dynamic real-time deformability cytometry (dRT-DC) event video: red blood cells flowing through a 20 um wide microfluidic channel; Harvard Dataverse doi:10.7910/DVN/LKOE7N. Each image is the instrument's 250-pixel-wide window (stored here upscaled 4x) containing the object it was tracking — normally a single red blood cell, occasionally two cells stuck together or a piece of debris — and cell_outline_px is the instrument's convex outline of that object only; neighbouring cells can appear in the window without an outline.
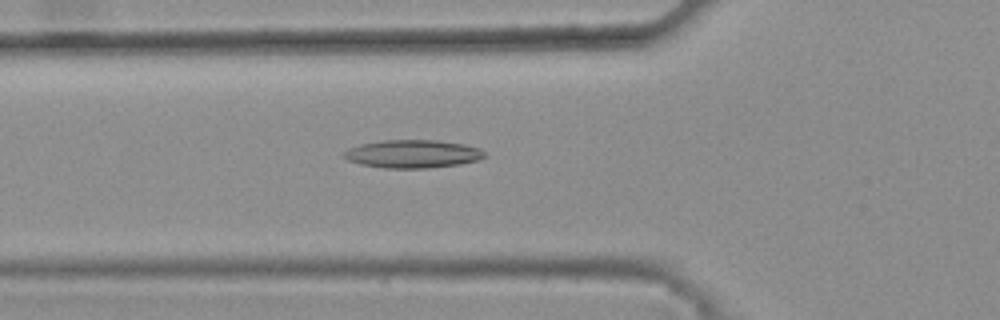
{"species": "common noctule bat (a hibernating species)", "species_latin": "Nyctalus noctula", "temperature_condition": "warm", "stored_images_in_passage": 26, "camera_frame_rate_fps": 3000, "um_per_image_px": 0.085, "animal": {"sex": "female", "body_mass_g": 25.1}, "frame": {"image": 1, "passage_image": 2, "time_ms": 0.333, "image_size_px": [1000, 320], "cell_outline_px": [[484, 156], [476, 160], [460, 164], [428, 168], [384, 168], [360, 164], [348, 160], [340, 156], [348, 148], [360, 144], [380, 140], [436, 140], [464, 144], [480, 148], [484, 152]], "centroid_in_image_um": [35.02, 13.08], "position_along_channel_um": 90.8, "area_um2": 23.06}}
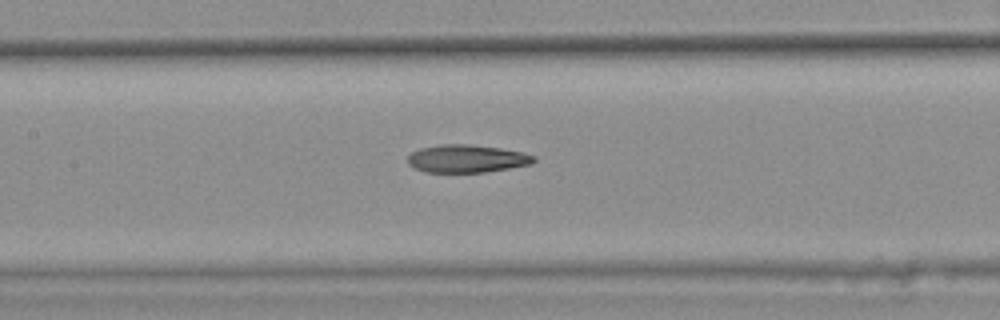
{"frame": {"image": 2, "passage_image": 8, "time_ms": 2.333, "image_size_px": [1000, 320], "cell_outline_px": [[536, 160], [532, 164], [484, 172], [424, 172], [408, 164], [408, 156], [412, 152], [420, 148], [440, 144], [468, 144], [500, 148], [524, 152], [536, 156]], "centroid_in_image_um": [39.69, 13.48], "position_along_channel_um": 167.7, "area_um2": 20.46}}
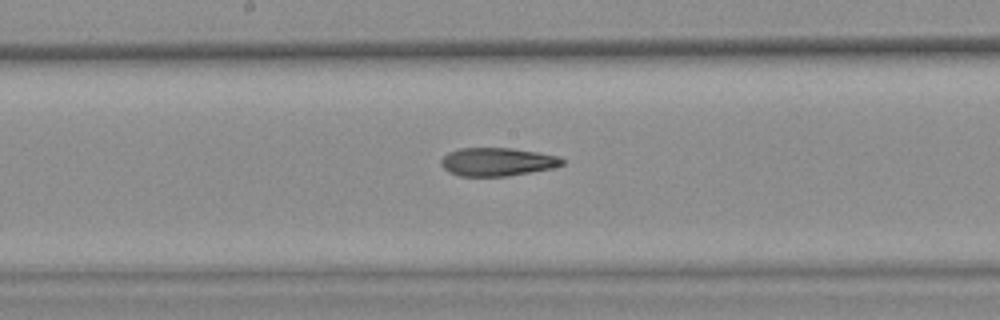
{"frame": {"image": 3, "passage_image": 11, "time_ms": 3.333, "image_size_px": [1000, 320], "cell_outline_px": [[564, 164], [552, 168], [508, 176], [460, 176], [448, 172], [440, 164], [440, 160], [448, 152], [460, 148], [512, 148], [540, 152], [560, 156], [564, 160]], "centroid_in_image_um": [42.27, 13.75], "position_along_channel_um": 205.9, "area_um2": 20.11}}